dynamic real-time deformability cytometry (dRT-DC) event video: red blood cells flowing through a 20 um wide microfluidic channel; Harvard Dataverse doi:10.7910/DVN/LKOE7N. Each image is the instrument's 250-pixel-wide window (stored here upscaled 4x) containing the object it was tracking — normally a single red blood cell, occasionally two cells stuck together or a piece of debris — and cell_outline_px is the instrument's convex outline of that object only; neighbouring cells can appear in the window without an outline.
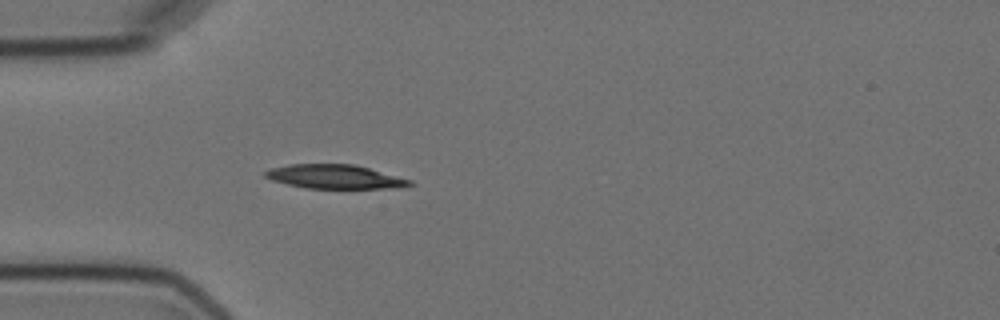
{"species": "Egyptian fruit bat (a non-hibernating species)", "species_latin": "Rousettus aegyptiacus", "temperature_condition": "cold", "stored_images_in_passage": 3, "camera_frame_rate_fps": 3000, "um_per_image_px": 0.085, "animal": {"sex": "female"}, "frame": {"image": 1, "passage_image": 3, "time_ms": 2.333, "image_size_px": [1000, 320], "cell_outline_px": [[416, 184], [404, 188], [304, 188], [272, 180], [264, 176], [264, 172], [268, 168], [288, 164], [352, 164], [368, 168], [412, 180]], "centroid_in_image_um": [28.47, 15.02], "position_along_channel_um": 56.5, "area_um2": 20.29}}